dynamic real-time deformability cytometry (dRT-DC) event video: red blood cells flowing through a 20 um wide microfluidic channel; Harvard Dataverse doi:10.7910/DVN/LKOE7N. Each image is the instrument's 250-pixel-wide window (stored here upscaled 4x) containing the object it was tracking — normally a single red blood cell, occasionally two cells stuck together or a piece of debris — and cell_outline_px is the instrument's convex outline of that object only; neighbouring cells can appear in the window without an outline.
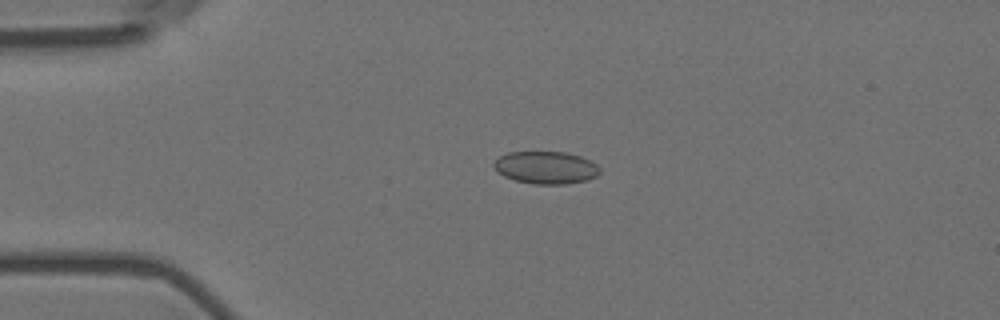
{"species": "Egyptian fruit bat (a non-hibernating species)", "species_latin": "Rousettus aegyptiacus", "temperature_condition": "room temperature", "stored_images_in_passage": 55, "camera_frame_rate_fps": 3000, "um_per_image_px": 0.085, "animal": {"sex": "female"}, "frame": {"image": 1, "passage_image": 12, "time_ms": 3.667, "image_size_px": [1000, 320], "cell_outline_px": [[600, 172], [596, 176], [588, 180], [564, 184], [532, 184], [516, 180], [504, 176], [492, 164], [500, 156], [508, 152], [568, 152], [580, 156], [596, 164], [600, 168]], "centroid_in_image_um": [46.42, 14.24], "position_along_channel_um": 38.6, "area_um2": 19.94}}
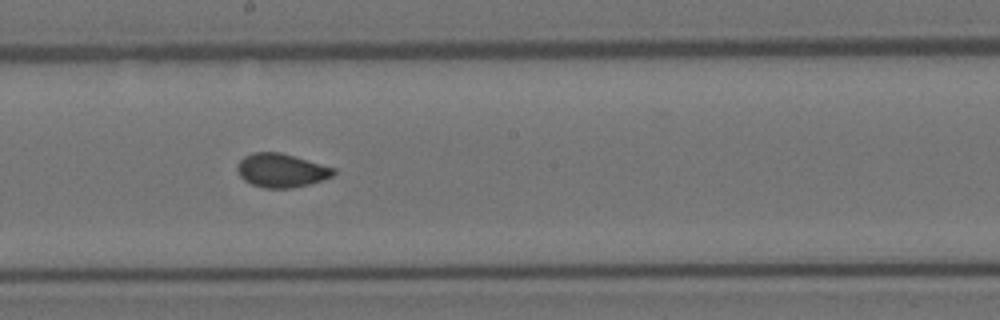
{"frame": {"image": 2, "passage_image": 30, "time_ms": 9.667, "image_size_px": [1000, 320], "cell_outline_px": [[336, 172], [332, 176], [308, 184], [292, 188], [264, 188], [252, 184], [244, 180], [240, 176], [236, 168], [240, 160], [244, 156], [252, 152], [280, 152], [336, 168]], "centroid_in_image_um": [23.89, 14.48], "position_along_channel_um": 224.3, "area_um2": 18.84}}
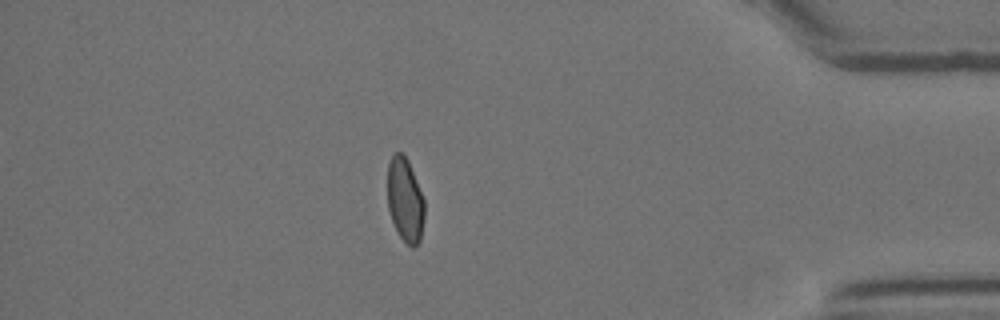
{"frame": {"image": 3, "passage_image": 48, "time_ms": 15.667, "image_size_px": [1000, 320], "cell_outline_px": [[424, 216], [420, 240], [412, 248], [400, 236], [392, 220], [388, 208], [388, 164], [392, 156], [396, 152], [400, 152], [408, 160], [424, 200]], "centroid_in_image_um": [34.43, 16.99], "position_along_channel_um": 400.8, "area_um2": 17.74}, "authors_computed_cell_mechanics": {"area_um2": 19.074, "velocity_mm_per_s": 3.6002, "shape_relaxation_time_tau1_ms": null, "shape_relaxation_time_tau2_ms": 0.6445, "deformation_change_tau1": null, "deformation_change_tau2": 0.0381}}